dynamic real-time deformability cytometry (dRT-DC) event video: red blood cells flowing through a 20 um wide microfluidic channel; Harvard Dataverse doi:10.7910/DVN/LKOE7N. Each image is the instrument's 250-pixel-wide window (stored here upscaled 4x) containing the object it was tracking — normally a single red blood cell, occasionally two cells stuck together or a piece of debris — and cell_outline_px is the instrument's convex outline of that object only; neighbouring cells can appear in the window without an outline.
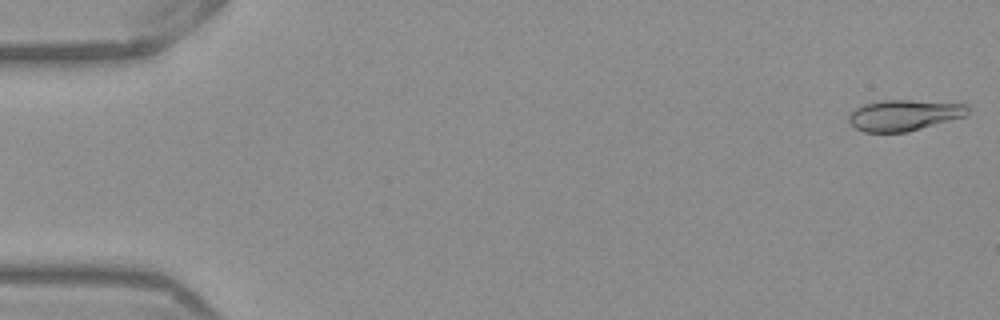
{"species": "Egyptian fruit bat (a non-hibernating species)", "species_latin": "Rousettus aegyptiacus", "temperature_condition": "warm", "stored_images_in_passage": 52, "camera_frame_rate_fps": 3000, "um_per_image_px": 0.085, "frame": {"image": 1, "passage_image": 1, "time_ms": 0.0, "image_size_px": [1000, 320], "cell_outline_px": [[968, 112], [964, 116], [908, 132], [864, 132], [856, 128], [848, 120], [848, 112], [864, 104], [880, 100], [912, 100], [968, 104]], "centroid_in_image_um": [76.81, 9.78], "position_along_channel_um": 8.2, "area_um2": 21.44}}
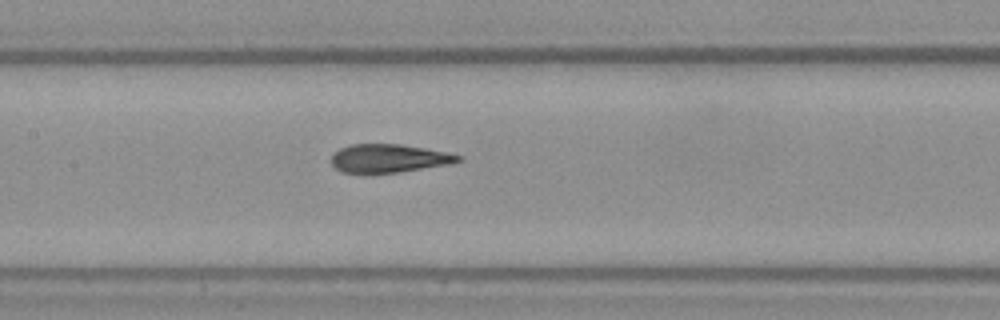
{"frame": {"image": 2, "passage_image": 25, "time_ms": 8.0, "image_size_px": [1000, 320], "cell_outline_px": [[464, 160], [452, 164], [400, 172], [368, 176], [364, 176], [340, 172], [332, 164], [332, 156], [340, 148], [352, 144], [400, 144], [448, 152], [464, 156]], "centroid_in_image_um": [33.07, 13.51], "position_along_channel_um": 174.3, "area_um2": 21.85}}
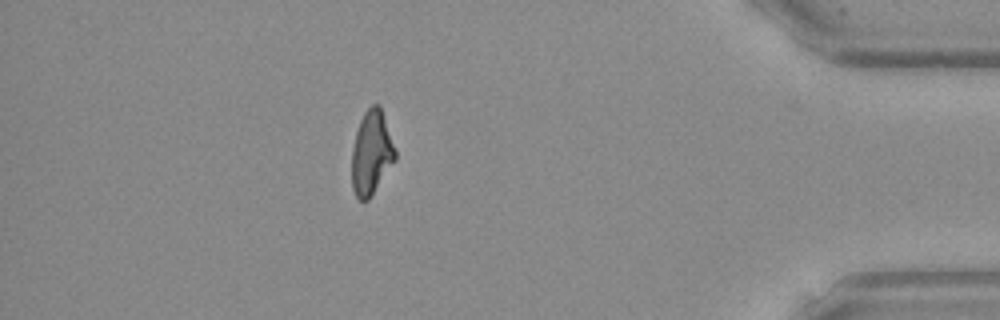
{"frame": {"image": 3, "passage_image": 46, "time_ms": 15.0, "image_size_px": [1000, 320], "cell_outline_px": [[396, 160], [368, 200], [360, 200], [356, 196], [352, 188], [352, 148], [356, 132], [360, 120], [364, 112], [372, 104], [380, 104], [396, 148]], "centroid_in_image_um": [31.59, 12.96], "position_along_channel_um": 403.6, "area_um2": 21.39}, "authors_computed_cell_mechanics": {"area_um2": 21.675, "velocity_mm_per_s": 3.9047, "shape_relaxation_time_tau1_ms": 10.4937, "shape_relaxation_time_tau2_ms": 1.6411, "deformation_change_tau1": 0.2685, "deformation_change_tau2": 0.0767}}